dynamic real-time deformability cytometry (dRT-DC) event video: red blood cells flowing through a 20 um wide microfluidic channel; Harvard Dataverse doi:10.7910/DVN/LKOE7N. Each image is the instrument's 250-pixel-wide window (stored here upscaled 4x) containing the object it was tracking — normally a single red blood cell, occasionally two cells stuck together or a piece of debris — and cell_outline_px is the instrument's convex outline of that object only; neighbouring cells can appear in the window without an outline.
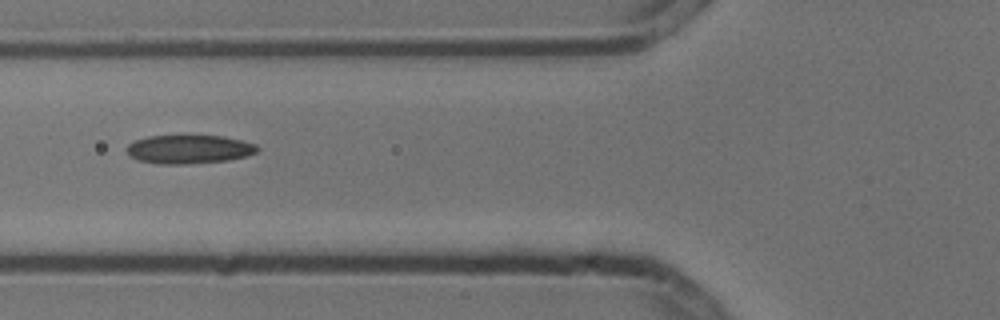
{"species": "common noctule bat (a hibernating species)", "species_latin": "Nyctalus noctula", "temperature_condition": "cold", "stored_images_in_passage": 7, "camera_frame_rate_fps": 3000, "um_per_image_px": 0.085, "animal": {"sex": "male", "body_mass_g": 13.3}, "frame": {"image": 1, "passage_image": 6, "time_ms": 1.667, "image_size_px": [1000, 320], "cell_outline_px": [[260, 148], [256, 152], [244, 156], [228, 160], [184, 164], [160, 164], [140, 160], [128, 156], [124, 148], [128, 144], [136, 140], [148, 136], [188, 132], [224, 136], [256, 144]], "centroid_in_image_um": [16.02, 12.63], "position_along_channel_um": 109.8, "area_um2": 22.83}}
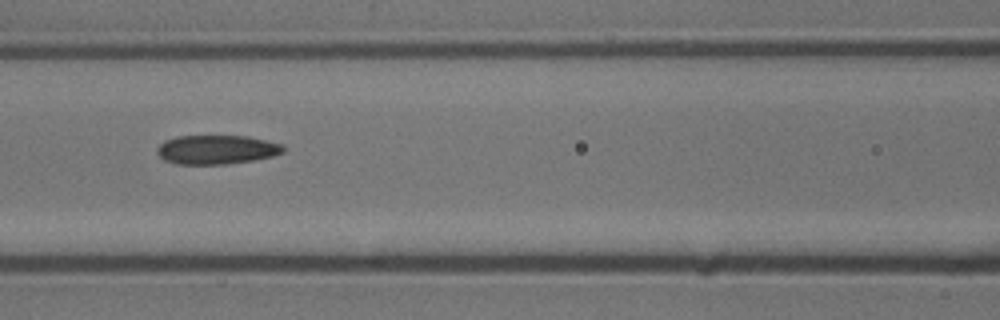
{"frame": {"image": 2, "passage_image": 7, "time_ms": 2.0, "image_size_px": [1000, 320], "cell_outline_px": [[284, 152], [272, 156], [252, 160], [228, 164], [176, 164], [164, 160], [156, 152], [156, 148], [164, 140], [176, 136], [248, 136], [284, 144]], "centroid_in_image_um": [18.4, 12.71], "position_along_channel_um": 148.2, "area_um2": 21.5}}